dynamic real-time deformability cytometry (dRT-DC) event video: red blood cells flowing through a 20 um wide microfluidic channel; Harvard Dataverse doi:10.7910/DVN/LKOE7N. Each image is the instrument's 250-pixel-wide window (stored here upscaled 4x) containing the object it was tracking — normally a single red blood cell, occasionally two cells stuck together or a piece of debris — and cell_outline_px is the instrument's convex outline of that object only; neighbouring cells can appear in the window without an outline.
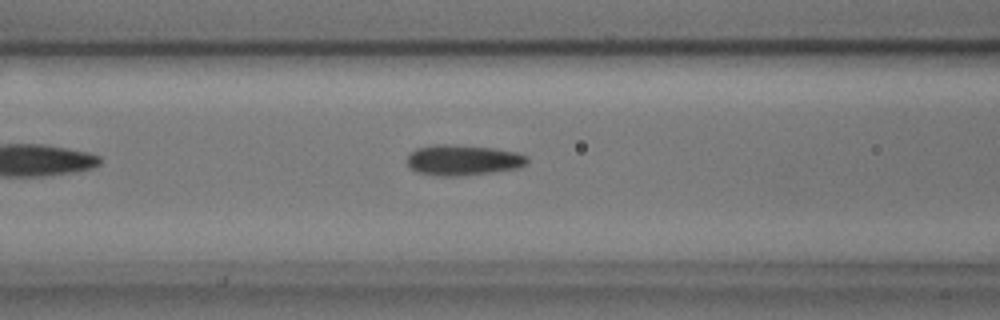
{"species": "common noctule bat (a hibernating species)", "species_latin": "Nyctalus noctula", "temperature_condition": "cold", "stored_images_in_passage": 38, "camera_frame_rate_fps": 3000, "um_per_image_px": 0.085, "animal": {"sex": "male", "body_mass_g": 17.9, "forearm_length_mm": 54.2}, "frame": {"image": 1, "passage_image": 10, "time_ms": 3.0, "image_size_px": [1000, 320], "cell_outline_px": [[528, 164], [520, 168], [492, 172], [460, 176], [440, 176], [416, 172], [408, 164], [408, 156], [416, 148], [436, 144], [448, 144], [492, 148], [516, 152], [528, 156]], "centroid_in_image_um": [39.39, 13.61], "position_along_channel_um": 127.2, "area_um2": 21.39}}
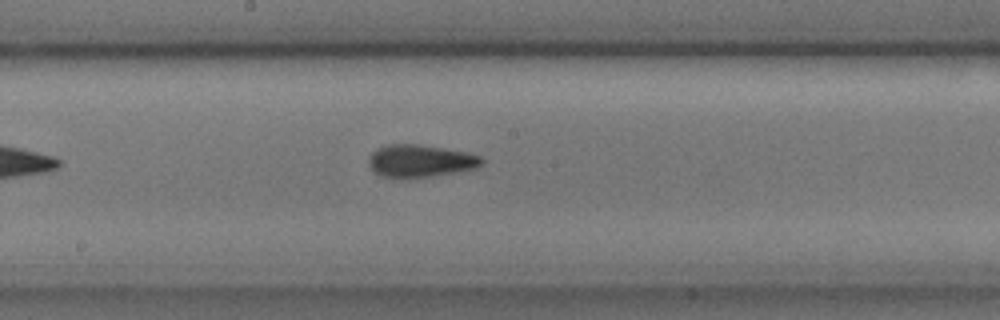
{"frame": {"image": 2, "passage_image": 17, "time_ms": 5.333, "image_size_px": [1000, 320], "cell_outline_px": [[484, 164], [476, 168], [404, 180], [380, 176], [368, 164], [368, 156], [372, 152], [388, 144], [416, 144], [464, 152], [480, 156], [484, 160]], "centroid_in_image_um": [35.68, 13.7], "position_along_channel_um": 212.5, "area_um2": 21.33}}
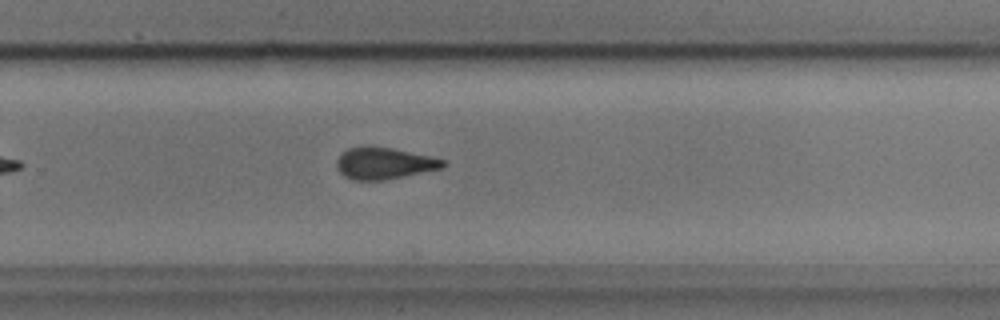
{"frame": {"image": 3, "passage_image": 24, "time_ms": 7.667, "image_size_px": [1000, 320], "cell_outline_px": [[448, 164], [444, 168], [384, 180], [352, 180], [344, 176], [336, 168], [336, 160], [348, 148], [364, 144], [368, 144], [392, 148], [432, 156], [444, 160]], "centroid_in_image_um": [32.65, 13.86], "position_along_channel_um": 297.1, "area_um2": 20.06}, "authors_computed_cell_mechanics": {"area_um2": 20.7213, "velocity_mm_per_s": 3.6441, "shape_relaxation_time_tau1_ms": 2.9582, "shape_relaxation_time_tau2_ms": 2.0583, "deformation_change_tau1": 0.1047, "deformation_change_tau2": 0.0862}}